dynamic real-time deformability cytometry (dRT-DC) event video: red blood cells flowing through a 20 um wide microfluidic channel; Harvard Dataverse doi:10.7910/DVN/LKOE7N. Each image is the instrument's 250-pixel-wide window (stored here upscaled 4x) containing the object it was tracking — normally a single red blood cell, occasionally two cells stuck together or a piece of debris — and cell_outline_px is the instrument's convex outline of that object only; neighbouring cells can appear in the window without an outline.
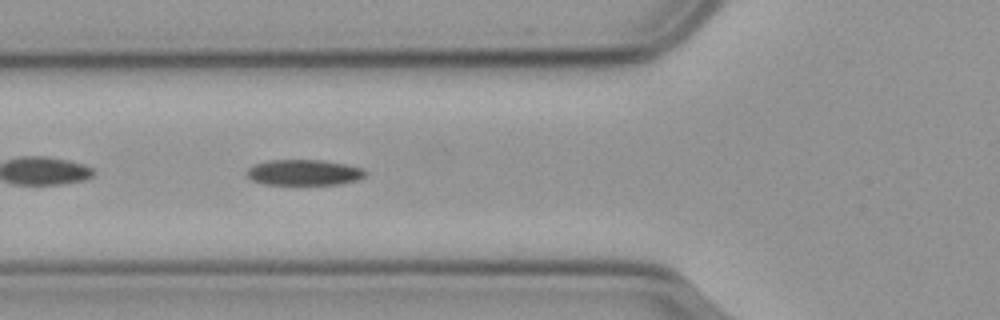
{"species": "common noctule bat (a hibernating species)", "species_latin": "Nyctalus noctula", "temperature_condition": "cold", "stored_images_in_passage": 38, "camera_frame_rate_fps": 3000, "um_per_image_px": 0.085, "animal": {"sex": "male", "body_mass_g": 23.1, "forearm_length_mm": 52.7}, "frame": {"image": 1, "passage_image": 6, "time_ms": 1.667, "image_size_px": [1000, 320], "cell_outline_px": [[368, 172], [364, 176], [356, 180], [340, 184], [264, 184], [252, 180], [248, 176], [248, 168], [256, 164], [268, 160], [324, 160], [364, 168]], "centroid_in_image_um": [25.87, 14.65], "position_along_channel_um": 99.9, "area_um2": 17.63}}
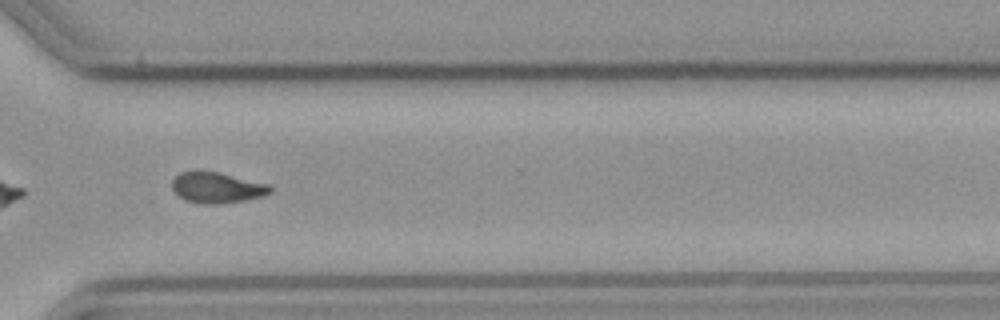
{"frame": {"image": 2, "passage_image": 27, "time_ms": 8.667, "image_size_px": [1000, 320], "cell_outline_px": [[272, 192], [260, 196], [244, 200], [216, 204], [200, 204], [184, 200], [172, 188], [172, 180], [180, 172], [196, 168], [220, 172], [268, 184], [272, 188]], "centroid_in_image_um": [18.38, 15.91], "position_along_channel_um": 352.2, "area_um2": 17.92}, "authors_computed_cell_mechanics": {"area_um2": 18.207, "velocity_mm_per_s": 3.5937, "shape_relaxation_time_tau1_ms": 5.3662, "shape_relaxation_time_tau2_ms": 9.9116, "deformation_change_tau1": 0.1489, "deformation_change_tau2": 0.1594}}